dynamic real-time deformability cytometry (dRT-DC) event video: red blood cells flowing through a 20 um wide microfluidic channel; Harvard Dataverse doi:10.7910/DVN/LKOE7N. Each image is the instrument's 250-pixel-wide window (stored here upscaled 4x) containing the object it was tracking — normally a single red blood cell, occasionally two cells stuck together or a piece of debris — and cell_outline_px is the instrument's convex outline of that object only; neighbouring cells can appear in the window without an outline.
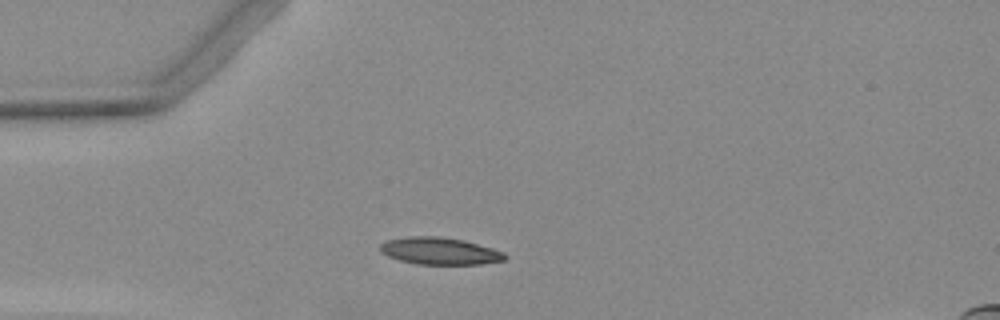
{"species": "Egyptian fruit bat (a non-hibernating species)", "species_latin": "Rousettus aegyptiacus", "temperature_condition": "warm", "stored_images_in_passage": 3, "camera_frame_rate_fps": 3000, "um_per_image_px": 0.085, "animal": {"sex": "female"}, "frame": {"image": 1, "passage_image": 2, "time_ms": 2.0, "image_size_px": [1000, 320], "cell_outline_px": [[508, 256], [504, 260], [480, 264], [416, 264], [400, 260], [388, 256], [380, 252], [380, 244], [384, 240], [408, 236], [440, 236], [464, 240], [492, 248], [504, 252]], "centroid_in_image_um": [37.35, 21.32], "position_along_channel_um": 47.7, "area_um2": 19.83}}